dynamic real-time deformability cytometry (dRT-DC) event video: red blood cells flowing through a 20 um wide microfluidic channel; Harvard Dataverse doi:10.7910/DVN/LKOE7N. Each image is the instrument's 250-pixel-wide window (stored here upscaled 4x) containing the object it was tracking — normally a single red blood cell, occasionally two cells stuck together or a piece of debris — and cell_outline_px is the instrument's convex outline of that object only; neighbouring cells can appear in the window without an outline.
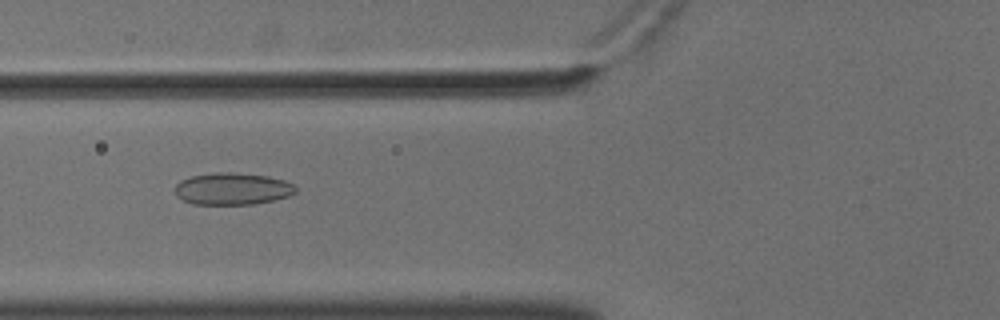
{"species": "common noctule bat (a hibernating species)", "species_latin": "Nyctalus noctula", "temperature_condition": "cold", "stored_images_in_passage": 50, "camera_frame_rate_fps": 3000, "um_per_image_px": 0.085, "animal": {"sex": "male", "body_mass_g": 18.8}, "frame": {"image": 1, "passage_image": 16, "time_ms": 5.0, "image_size_px": [1000, 320], "cell_outline_px": [[296, 192], [288, 196], [276, 200], [252, 204], [192, 204], [176, 196], [176, 184], [180, 180], [192, 176], [216, 172], [232, 172], [268, 176], [284, 180], [292, 184], [296, 188]], "centroid_in_image_um": [19.76, 16.04], "position_along_channel_um": 106.0, "area_um2": 22.48}}
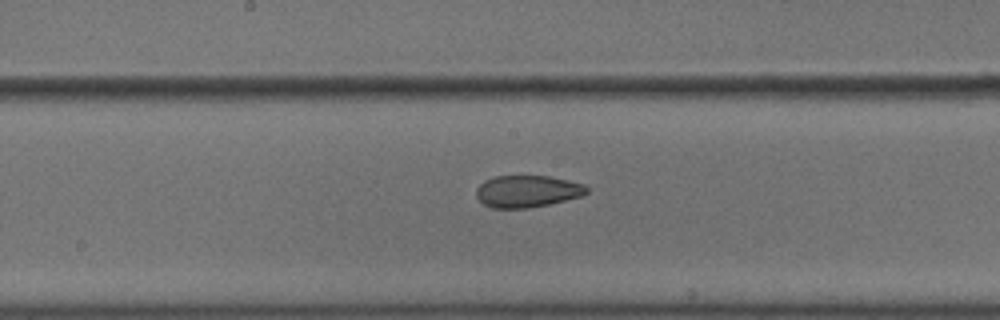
{"frame": {"image": 2, "passage_image": 24, "time_ms": 7.667, "image_size_px": [1000, 320], "cell_outline_px": [[588, 192], [580, 196], [548, 204], [528, 208], [492, 208], [484, 204], [476, 196], [476, 188], [484, 180], [496, 176], [548, 176], [568, 180], [584, 184], [588, 188]], "centroid_in_image_um": [44.79, 16.25], "position_along_channel_um": 203.4, "area_um2": 20.46}}
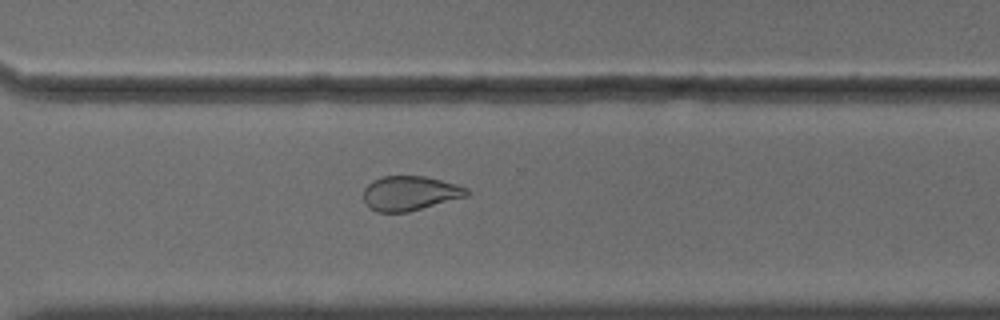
{"frame": {"image": 3, "passage_image": 35, "time_ms": 11.333, "image_size_px": [1000, 320], "cell_outline_px": [[468, 196], [408, 212], [376, 212], [368, 208], [364, 200], [364, 188], [372, 180], [384, 176], [424, 176], [456, 184], [468, 188]], "centroid_in_image_um": [34.82, 16.43], "position_along_channel_um": 335.8, "area_um2": 20.81}, "authors_computed_cell_mechanics": {"area_um2": 23.6402, "velocity_mm_per_s": 3.6248, "shape_relaxation_time_tau1_ms": null, "shape_relaxation_time_tau2_ms": 2.7806, "deformation_change_tau1": null, "deformation_change_tau2": 0.0876}}